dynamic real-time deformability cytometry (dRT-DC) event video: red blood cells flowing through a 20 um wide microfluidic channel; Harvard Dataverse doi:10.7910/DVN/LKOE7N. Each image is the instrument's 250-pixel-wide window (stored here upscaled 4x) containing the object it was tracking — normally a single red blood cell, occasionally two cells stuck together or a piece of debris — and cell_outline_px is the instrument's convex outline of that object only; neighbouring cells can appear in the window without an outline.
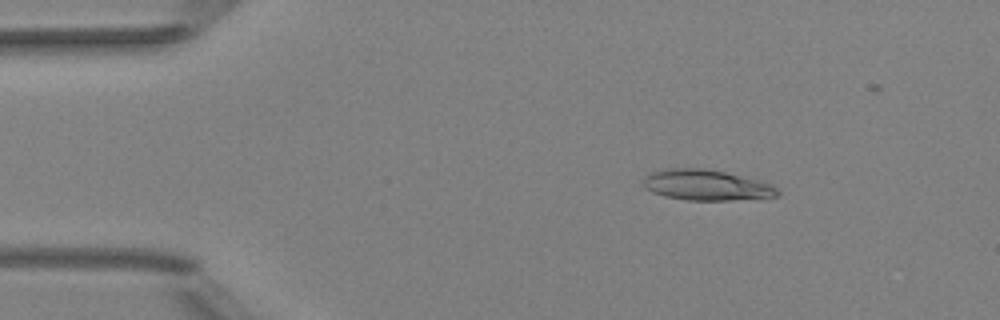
{"species": "Egyptian fruit bat (a non-hibernating species)", "species_latin": "Rousettus aegyptiacus", "temperature_condition": "room temperature", "stored_images_in_passage": 44, "camera_frame_rate_fps": 3000, "um_per_image_px": 0.085, "animal": {"sex": "female"}, "frame": {"image": 1, "passage_image": 1, "time_ms": 0.0, "image_size_px": [1000, 320], "cell_outline_px": [[780, 196], [728, 200], [688, 200], [664, 196], [652, 192], [644, 188], [644, 176], [652, 172], [672, 168], [704, 168], [724, 172], [756, 180], [768, 184], [776, 188], [780, 192]], "centroid_in_image_um": [60.0, 15.74], "position_along_channel_um": 25.0, "area_um2": 23.58}}
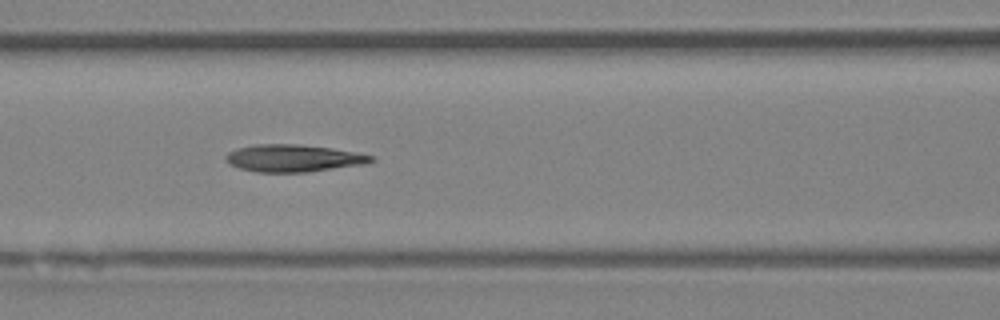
{"frame": {"image": 2, "passage_image": 15, "time_ms": 4.667, "image_size_px": [1000, 320], "cell_outline_px": [[376, 160], [368, 164], [308, 172], [256, 172], [240, 168], [228, 164], [224, 160], [224, 156], [228, 152], [236, 148], [256, 144], [300, 144], [332, 148], [356, 152], [376, 156]], "centroid_in_image_um": [24.97, 13.44], "position_along_channel_um": 141.6, "area_um2": 23.52}}
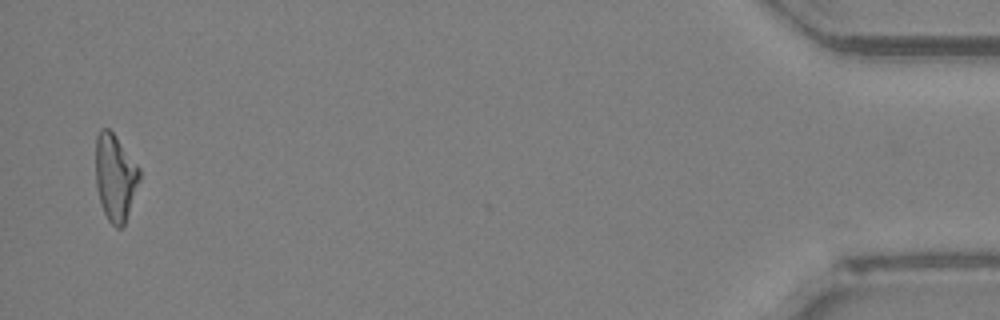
{"frame": {"image": 3, "passage_image": 43, "time_ms": 14.0, "image_size_px": [1000, 320], "cell_outline_px": [[140, 180], [124, 224], [120, 228], [116, 228], [108, 220], [104, 212], [96, 188], [96, 136], [100, 128], [108, 128], [112, 132], [140, 168]], "centroid_in_image_um": [9.79, 15.06], "position_along_channel_um": 425.4, "area_um2": 21.91}, "authors_computed_cell_mechanics": {"area_um2": 22.7154, "velocity_mm_per_s": 4.0096, "shape_relaxation_time_tau1_ms": 9.4407, "shape_relaxation_time_tau2_ms": 6.5631, "deformation_change_tau1": 0.251, "deformation_change_tau2": 0.1742}}